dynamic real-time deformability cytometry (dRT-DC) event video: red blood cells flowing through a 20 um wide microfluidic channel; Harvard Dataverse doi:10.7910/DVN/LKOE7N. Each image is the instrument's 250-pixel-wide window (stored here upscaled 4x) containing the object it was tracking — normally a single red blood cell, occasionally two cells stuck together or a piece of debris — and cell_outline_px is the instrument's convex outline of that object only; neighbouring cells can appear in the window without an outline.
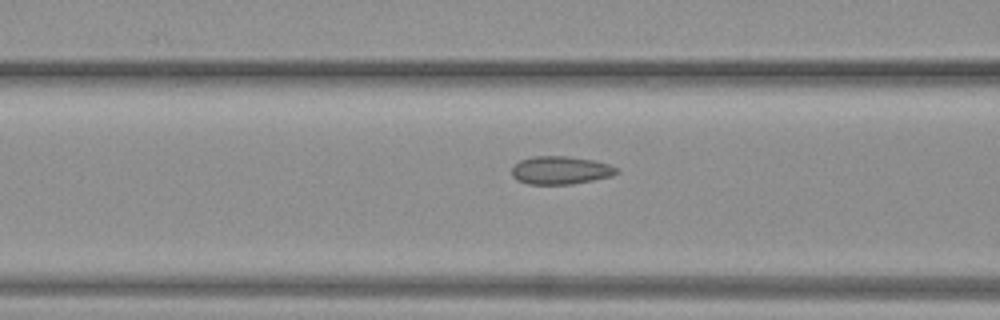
{"species": "common noctule bat (a hibernating species)", "species_latin": "Nyctalus noctula", "temperature_condition": "warm", "stored_images_in_passage": 18, "camera_frame_rate_fps": 3000, "um_per_image_px": 0.085, "animal": {"sex": "female", "body_mass_g": 19.3, "forearm_length_mm": 54.1}, "frame": {"image": 1, "passage_image": 16, "time_ms": 5.0, "image_size_px": [1000, 320], "cell_outline_px": [[620, 172], [612, 176], [572, 184], [528, 184], [516, 180], [512, 176], [512, 168], [520, 160], [532, 156], [568, 156], [592, 160], [608, 164], [620, 168]], "centroid_in_image_um": [47.66, 14.47], "position_along_channel_um": 118.9, "area_um2": 17.22}}